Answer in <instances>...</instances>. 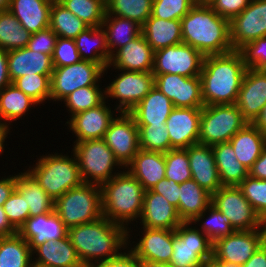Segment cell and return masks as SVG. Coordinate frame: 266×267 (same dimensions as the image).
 I'll return each mask as SVG.
<instances>
[{
	"mask_svg": "<svg viewBox=\"0 0 266 267\" xmlns=\"http://www.w3.org/2000/svg\"><path fill=\"white\" fill-rule=\"evenodd\" d=\"M67 236L84 267L108 262L128 247V230L104 216L69 228Z\"/></svg>",
	"mask_w": 266,
	"mask_h": 267,
	"instance_id": "cell-1",
	"label": "cell"
},
{
	"mask_svg": "<svg viewBox=\"0 0 266 267\" xmlns=\"http://www.w3.org/2000/svg\"><path fill=\"white\" fill-rule=\"evenodd\" d=\"M246 70L238 50L205 56L200 73L204 106L236 104Z\"/></svg>",
	"mask_w": 266,
	"mask_h": 267,
	"instance_id": "cell-2",
	"label": "cell"
},
{
	"mask_svg": "<svg viewBox=\"0 0 266 267\" xmlns=\"http://www.w3.org/2000/svg\"><path fill=\"white\" fill-rule=\"evenodd\" d=\"M182 39L204 56L228 53L230 21L217 15L211 6L194 5L181 19Z\"/></svg>",
	"mask_w": 266,
	"mask_h": 267,
	"instance_id": "cell-3",
	"label": "cell"
},
{
	"mask_svg": "<svg viewBox=\"0 0 266 267\" xmlns=\"http://www.w3.org/2000/svg\"><path fill=\"white\" fill-rule=\"evenodd\" d=\"M100 188L103 216L125 227L130 238L133 231L128 226L140 219L145 190L140 182L125 169L109 181L102 183Z\"/></svg>",
	"mask_w": 266,
	"mask_h": 267,
	"instance_id": "cell-4",
	"label": "cell"
},
{
	"mask_svg": "<svg viewBox=\"0 0 266 267\" xmlns=\"http://www.w3.org/2000/svg\"><path fill=\"white\" fill-rule=\"evenodd\" d=\"M71 153V156L67 153H45L37 158L35 165L27 169L53 201L83 183L77 157L73 151Z\"/></svg>",
	"mask_w": 266,
	"mask_h": 267,
	"instance_id": "cell-5",
	"label": "cell"
},
{
	"mask_svg": "<svg viewBox=\"0 0 266 267\" xmlns=\"http://www.w3.org/2000/svg\"><path fill=\"white\" fill-rule=\"evenodd\" d=\"M54 212L67 229L103 217L100 185L82 183L54 201Z\"/></svg>",
	"mask_w": 266,
	"mask_h": 267,
	"instance_id": "cell-6",
	"label": "cell"
},
{
	"mask_svg": "<svg viewBox=\"0 0 266 267\" xmlns=\"http://www.w3.org/2000/svg\"><path fill=\"white\" fill-rule=\"evenodd\" d=\"M73 144L72 151L77 157L83 183L101 185L123 169L103 138ZM115 168H117L116 171Z\"/></svg>",
	"mask_w": 266,
	"mask_h": 267,
	"instance_id": "cell-7",
	"label": "cell"
},
{
	"mask_svg": "<svg viewBox=\"0 0 266 267\" xmlns=\"http://www.w3.org/2000/svg\"><path fill=\"white\" fill-rule=\"evenodd\" d=\"M247 123L236 104L203 106L198 144L213 146L229 142Z\"/></svg>",
	"mask_w": 266,
	"mask_h": 267,
	"instance_id": "cell-8",
	"label": "cell"
},
{
	"mask_svg": "<svg viewBox=\"0 0 266 267\" xmlns=\"http://www.w3.org/2000/svg\"><path fill=\"white\" fill-rule=\"evenodd\" d=\"M192 222H182L173 230L171 267H201L212 259L213 243Z\"/></svg>",
	"mask_w": 266,
	"mask_h": 267,
	"instance_id": "cell-9",
	"label": "cell"
},
{
	"mask_svg": "<svg viewBox=\"0 0 266 267\" xmlns=\"http://www.w3.org/2000/svg\"><path fill=\"white\" fill-rule=\"evenodd\" d=\"M104 68L95 62L80 60L69 66L53 67L50 78V100L61 102L74 90L100 86Z\"/></svg>",
	"mask_w": 266,
	"mask_h": 267,
	"instance_id": "cell-10",
	"label": "cell"
},
{
	"mask_svg": "<svg viewBox=\"0 0 266 267\" xmlns=\"http://www.w3.org/2000/svg\"><path fill=\"white\" fill-rule=\"evenodd\" d=\"M211 204L228 217L235 231L263 228L264 221L238 186H222L212 194Z\"/></svg>",
	"mask_w": 266,
	"mask_h": 267,
	"instance_id": "cell-11",
	"label": "cell"
},
{
	"mask_svg": "<svg viewBox=\"0 0 266 267\" xmlns=\"http://www.w3.org/2000/svg\"><path fill=\"white\" fill-rule=\"evenodd\" d=\"M120 73L105 86L106 100L117 99L116 109L128 113L132 110L154 87V74L150 72H134L116 70Z\"/></svg>",
	"mask_w": 266,
	"mask_h": 267,
	"instance_id": "cell-12",
	"label": "cell"
},
{
	"mask_svg": "<svg viewBox=\"0 0 266 267\" xmlns=\"http://www.w3.org/2000/svg\"><path fill=\"white\" fill-rule=\"evenodd\" d=\"M204 55L188 44H176L154 52L153 74L200 76Z\"/></svg>",
	"mask_w": 266,
	"mask_h": 267,
	"instance_id": "cell-13",
	"label": "cell"
},
{
	"mask_svg": "<svg viewBox=\"0 0 266 267\" xmlns=\"http://www.w3.org/2000/svg\"><path fill=\"white\" fill-rule=\"evenodd\" d=\"M262 229L236 230L213 243L212 258L217 262L244 265L263 243Z\"/></svg>",
	"mask_w": 266,
	"mask_h": 267,
	"instance_id": "cell-14",
	"label": "cell"
},
{
	"mask_svg": "<svg viewBox=\"0 0 266 267\" xmlns=\"http://www.w3.org/2000/svg\"><path fill=\"white\" fill-rule=\"evenodd\" d=\"M103 139L124 169L139 151L138 127L129 113L120 112L111 122Z\"/></svg>",
	"mask_w": 266,
	"mask_h": 267,
	"instance_id": "cell-15",
	"label": "cell"
},
{
	"mask_svg": "<svg viewBox=\"0 0 266 267\" xmlns=\"http://www.w3.org/2000/svg\"><path fill=\"white\" fill-rule=\"evenodd\" d=\"M154 85L171 100L176 108H202L204 106L200 76L154 74Z\"/></svg>",
	"mask_w": 266,
	"mask_h": 267,
	"instance_id": "cell-16",
	"label": "cell"
},
{
	"mask_svg": "<svg viewBox=\"0 0 266 267\" xmlns=\"http://www.w3.org/2000/svg\"><path fill=\"white\" fill-rule=\"evenodd\" d=\"M266 36V0H251L247 8L230 21V43L240 50L247 43Z\"/></svg>",
	"mask_w": 266,
	"mask_h": 267,
	"instance_id": "cell-17",
	"label": "cell"
},
{
	"mask_svg": "<svg viewBox=\"0 0 266 267\" xmlns=\"http://www.w3.org/2000/svg\"><path fill=\"white\" fill-rule=\"evenodd\" d=\"M107 102L105 100L95 108L79 112L66 121L70 128L69 132L72 131L71 133L76 135L74 143L104 137L111 122L118 115L117 113H120L115 107L113 111Z\"/></svg>",
	"mask_w": 266,
	"mask_h": 267,
	"instance_id": "cell-18",
	"label": "cell"
},
{
	"mask_svg": "<svg viewBox=\"0 0 266 267\" xmlns=\"http://www.w3.org/2000/svg\"><path fill=\"white\" fill-rule=\"evenodd\" d=\"M140 230L143 236L138 233L137 236H140L137 239L138 242L133 241L132 243L130 241L132 238H128L127 248L140 261L169 264L173 254V230L150 229L146 227H142Z\"/></svg>",
	"mask_w": 266,
	"mask_h": 267,
	"instance_id": "cell-19",
	"label": "cell"
},
{
	"mask_svg": "<svg viewBox=\"0 0 266 267\" xmlns=\"http://www.w3.org/2000/svg\"><path fill=\"white\" fill-rule=\"evenodd\" d=\"M266 104V70L247 68L236 105L248 123H254Z\"/></svg>",
	"mask_w": 266,
	"mask_h": 267,
	"instance_id": "cell-20",
	"label": "cell"
},
{
	"mask_svg": "<svg viewBox=\"0 0 266 267\" xmlns=\"http://www.w3.org/2000/svg\"><path fill=\"white\" fill-rule=\"evenodd\" d=\"M202 108H174L165 124L173 149L198 144Z\"/></svg>",
	"mask_w": 266,
	"mask_h": 267,
	"instance_id": "cell-21",
	"label": "cell"
},
{
	"mask_svg": "<svg viewBox=\"0 0 266 267\" xmlns=\"http://www.w3.org/2000/svg\"><path fill=\"white\" fill-rule=\"evenodd\" d=\"M154 50L141 33L134 40L118 49L112 56L104 74L112 68L134 72H150L153 69Z\"/></svg>",
	"mask_w": 266,
	"mask_h": 267,
	"instance_id": "cell-22",
	"label": "cell"
},
{
	"mask_svg": "<svg viewBox=\"0 0 266 267\" xmlns=\"http://www.w3.org/2000/svg\"><path fill=\"white\" fill-rule=\"evenodd\" d=\"M139 221L141 227L166 230H176L183 222L177 208L151 189L144 192L143 209Z\"/></svg>",
	"mask_w": 266,
	"mask_h": 267,
	"instance_id": "cell-23",
	"label": "cell"
},
{
	"mask_svg": "<svg viewBox=\"0 0 266 267\" xmlns=\"http://www.w3.org/2000/svg\"><path fill=\"white\" fill-rule=\"evenodd\" d=\"M188 154L192 179L210 194L222 187L211 146L195 144L185 149Z\"/></svg>",
	"mask_w": 266,
	"mask_h": 267,
	"instance_id": "cell-24",
	"label": "cell"
},
{
	"mask_svg": "<svg viewBox=\"0 0 266 267\" xmlns=\"http://www.w3.org/2000/svg\"><path fill=\"white\" fill-rule=\"evenodd\" d=\"M17 233L23 237L33 250L48 240H62L67 237L68 229L53 211L35 217H29Z\"/></svg>",
	"mask_w": 266,
	"mask_h": 267,
	"instance_id": "cell-25",
	"label": "cell"
},
{
	"mask_svg": "<svg viewBox=\"0 0 266 267\" xmlns=\"http://www.w3.org/2000/svg\"><path fill=\"white\" fill-rule=\"evenodd\" d=\"M32 261L49 267H84L68 236L36 246L32 250Z\"/></svg>",
	"mask_w": 266,
	"mask_h": 267,
	"instance_id": "cell-26",
	"label": "cell"
},
{
	"mask_svg": "<svg viewBox=\"0 0 266 267\" xmlns=\"http://www.w3.org/2000/svg\"><path fill=\"white\" fill-rule=\"evenodd\" d=\"M125 169L140 182L145 191L152 189L165 178L164 153L139 149Z\"/></svg>",
	"mask_w": 266,
	"mask_h": 267,
	"instance_id": "cell-27",
	"label": "cell"
},
{
	"mask_svg": "<svg viewBox=\"0 0 266 267\" xmlns=\"http://www.w3.org/2000/svg\"><path fill=\"white\" fill-rule=\"evenodd\" d=\"M8 69L11 82L27 74H52V57L27 47L8 51Z\"/></svg>",
	"mask_w": 266,
	"mask_h": 267,
	"instance_id": "cell-28",
	"label": "cell"
},
{
	"mask_svg": "<svg viewBox=\"0 0 266 267\" xmlns=\"http://www.w3.org/2000/svg\"><path fill=\"white\" fill-rule=\"evenodd\" d=\"M51 7L50 0H11L8 10L32 34L49 27Z\"/></svg>",
	"mask_w": 266,
	"mask_h": 267,
	"instance_id": "cell-29",
	"label": "cell"
},
{
	"mask_svg": "<svg viewBox=\"0 0 266 267\" xmlns=\"http://www.w3.org/2000/svg\"><path fill=\"white\" fill-rule=\"evenodd\" d=\"M174 108L171 100L154 85L128 113L134 118L136 124H165Z\"/></svg>",
	"mask_w": 266,
	"mask_h": 267,
	"instance_id": "cell-30",
	"label": "cell"
},
{
	"mask_svg": "<svg viewBox=\"0 0 266 267\" xmlns=\"http://www.w3.org/2000/svg\"><path fill=\"white\" fill-rule=\"evenodd\" d=\"M229 142L237 160L249 170L266 145V135L254 123H247Z\"/></svg>",
	"mask_w": 266,
	"mask_h": 267,
	"instance_id": "cell-31",
	"label": "cell"
},
{
	"mask_svg": "<svg viewBox=\"0 0 266 267\" xmlns=\"http://www.w3.org/2000/svg\"><path fill=\"white\" fill-rule=\"evenodd\" d=\"M142 34L154 52L183 43L181 20H164L151 15L142 25Z\"/></svg>",
	"mask_w": 266,
	"mask_h": 267,
	"instance_id": "cell-32",
	"label": "cell"
},
{
	"mask_svg": "<svg viewBox=\"0 0 266 267\" xmlns=\"http://www.w3.org/2000/svg\"><path fill=\"white\" fill-rule=\"evenodd\" d=\"M74 41L81 60L95 62L104 69L109 65L110 53L102 26L86 28Z\"/></svg>",
	"mask_w": 266,
	"mask_h": 267,
	"instance_id": "cell-33",
	"label": "cell"
},
{
	"mask_svg": "<svg viewBox=\"0 0 266 267\" xmlns=\"http://www.w3.org/2000/svg\"><path fill=\"white\" fill-rule=\"evenodd\" d=\"M23 171L16 174L15 189L29 207L30 217L53 212L54 201L52 198L41 188L39 182L28 170Z\"/></svg>",
	"mask_w": 266,
	"mask_h": 267,
	"instance_id": "cell-34",
	"label": "cell"
},
{
	"mask_svg": "<svg viewBox=\"0 0 266 267\" xmlns=\"http://www.w3.org/2000/svg\"><path fill=\"white\" fill-rule=\"evenodd\" d=\"M177 212L183 222H191L212 202V194L200 187L193 179L180 184Z\"/></svg>",
	"mask_w": 266,
	"mask_h": 267,
	"instance_id": "cell-35",
	"label": "cell"
},
{
	"mask_svg": "<svg viewBox=\"0 0 266 267\" xmlns=\"http://www.w3.org/2000/svg\"><path fill=\"white\" fill-rule=\"evenodd\" d=\"M38 103L28 95L24 94L14 84H9L0 91V125L9 127L12 121H16L23 115L35 108Z\"/></svg>",
	"mask_w": 266,
	"mask_h": 267,
	"instance_id": "cell-36",
	"label": "cell"
},
{
	"mask_svg": "<svg viewBox=\"0 0 266 267\" xmlns=\"http://www.w3.org/2000/svg\"><path fill=\"white\" fill-rule=\"evenodd\" d=\"M212 147L222 186H238L248 171L238 160L230 142L215 144Z\"/></svg>",
	"mask_w": 266,
	"mask_h": 267,
	"instance_id": "cell-37",
	"label": "cell"
},
{
	"mask_svg": "<svg viewBox=\"0 0 266 267\" xmlns=\"http://www.w3.org/2000/svg\"><path fill=\"white\" fill-rule=\"evenodd\" d=\"M111 56L142 33V26L128 18L106 14L102 23Z\"/></svg>",
	"mask_w": 266,
	"mask_h": 267,
	"instance_id": "cell-38",
	"label": "cell"
},
{
	"mask_svg": "<svg viewBox=\"0 0 266 267\" xmlns=\"http://www.w3.org/2000/svg\"><path fill=\"white\" fill-rule=\"evenodd\" d=\"M32 250L18 233L4 236L0 243V267H30Z\"/></svg>",
	"mask_w": 266,
	"mask_h": 267,
	"instance_id": "cell-39",
	"label": "cell"
},
{
	"mask_svg": "<svg viewBox=\"0 0 266 267\" xmlns=\"http://www.w3.org/2000/svg\"><path fill=\"white\" fill-rule=\"evenodd\" d=\"M31 33L9 11L0 12V48L12 51L27 47Z\"/></svg>",
	"mask_w": 266,
	"mask_h": 267,
	"instance_id": "cell-40",
	"label": "cell"
},
{
	"mask_svg": "<svg viewBox=\"0 0 266 267\" xmlns=\"http://www.w3.org/2000/svg\"><path fill=\"white\" fill-rule=\"evenodd\" d=\"M49 27L57 37L75 39L89 26L66 9L61 3H52Z\"/></svg>",
	"mask_w": 266,
	"mask_h": 267,
	"instance_id": "cell-41",
	"label": "cell"
},
{
	"mask_svg": "<svg viewBox=\"0 0 266 267\" xmlns=\"http://www.w3.org/2000/svg\"><path fill=\"white\" fill-rule=\"evenodd\" d=\"M205 216H207V219ZM191 222L193 224H199L197 227H199L201 223V226L198 229L201 230L212 243L222 237L232 234L235 231L231 227L228 217L222 214L221 211L212 204Z\"/></svg>",
	"mask_w": 266,
	"mask_h": 267,
	"instance_id": "cell-42",
	"label": "cell"
},
{
	"mask_svg": "<svg viewBox=\"0 0 266 267\" xmlns=\"http://www.w3.org/2000/svg\"><path fill=\"white\" fill-rule=\"evenodd\" d=\"M153 0H106V14L128 18L143 25L151 16Z\"/></svg>",
	"mask_w": 266,
	"mask_h": 267,
	"instance_id": "cell-43",
	"label": "cell"
},
{
	"mask_svg": "<svg viewBox=\"0 0 266 267\" xmlns=\"http://www.w3.org/2000/svg\"><path fill=\"white\" fill-rule=\"evenodd\" d=\"M101 86H86L74 90L61 102H64L70 116L95 108L106 100L105 88Z\"/></svg>",
	"mask_w": 266,
	"mask_h": 267,
	"instance_id": "cell-44",
	"label": "cell"
},
{
	"mask_svg": "<svg viewBox=\"0 0 266 267\" xmlns=\"http://www.w3.org/2000/svg\"><path fill=\"white\" fill-rule=\"evenodd\" d=\"M60 3L89 27L102 26L106 0H63Z\"/></svg>",
	"mask_w": 266,
	"mask_h": 267,
	"instance_id": "cell-45",
	"label": "cell"
},
{
	"mask_svg": "<svg viewBox=\"0 0 266 267\" xmlns=\"http://www.w3.org/2000/svg\"><path fill=\"white\" fill-rule=\"evenodd\" d=\"M139 134V149L166 153L173 148L170 145L166 124H136Z\"/></svg>",
	"mask_w": 266,
	"mask_h": 267,
	"instance_id": "cell-46",
	"label": "cell"
},
{
	"mask_svg": "<svg viewBox=\"0 0 266 267\" xmlns=\"http://www.w3.org/2000/svg\"><path fill=\"white\" fill-rule=\"evenodd\" d=\"M51 75L52 74H27L15 79L12 84L41 105L45 103L46 100L50 101Z\"/></svg>",
	"mask_w": 266,
	"mask_h": 267,
	"instance_id": "cell-47",
	"label": "cell"
},
{
	"mask_svg": "<svg viewBox=\"0 0 266 267\" xmlns=\"http://www.w3.org/2000/svg\"><path fill=\"white\" fill-rule=\"evenodd\" d=\"M165 178L181 184L192 179L188 154L185 149H172L164 153Z\"/></svg>",
	"mask_w": 266,
	"mask_h": 267,
	"instance_id": "cell-48",
	"label": "cell"
},
{
	"mask_svg": "<svg viewBox=\"0 0 266 267\" xmlns=\"http://www.w3.org/2000/svg\"><path fill=\"white\" fill-rule=\"evenodd\" d=\"M244 197L263 221L266 220V180L249 175L238 185Z\"/></svg>",
	"mask_w": 266,
	"mask_h": 267,
	"instance_id": "cell-49",
	"label": "cell"
},
{
	"mask_svg": "<svg viewBox=\"0 0 266 267\" xmlns=\"http://www.w3.org/2000/svg\"><path fill=\"white\" fill-rule=\"evenodd\" d=\"M194 5L193 0H153L151 15L164 20H181Z\"/></svg>",
	"mask_w": 266,
	"mask_h": 267,
	"instance_id": "cell-50",
	"label": "cell"
},
{
	"mask_svg": "<svg viewBox=\"0 0 266 267\" xmlns=\"http://www.w3.org/2000/svg\"><path fill=\"white\" fill-rule=\"evenodd\" d=\"M8 221L18 231L19 228L30 217L29 207L24 198L15 189L7 201L3 204Z\"/></svg>",
	"mask_w": 266,
	"mask_h": 267,
	"instance_id": "cell-51",
	"label": "cell"
},
{
	"mask_svg": "<svg viewBox=\"0 0 266 267\" xmlns=\"http://www.w3.org/2000/svg\"><path fill=\"white\" fill-rule=\"evenodd\" d=\"M239 51L247 68L266 70V36L247 43Z\"/></svg>",
	"mask_w": 266,
	"mask_h": 267,
	"instance_id": "cell-52",
	"label": "cell"
},
{
	"mask_svg": "<svg viewBox=\"0 0 266 267\" xmlns=\"http://www.w3.org/2000/svg\"><path fill=\"white\" fill-rule=\"evenodd\" d=\"M80 60L74 39L58 37L52 55L53 67L69 66Z\"/></svg>",
	"mask_w": 266,
	"mask_h": 267,
	"instance_id": "cell-53",
	"label": "cell"
},
{
	"mask_svg": "<svg viewBox=\"0 0 266 267\" xmlns=\"http://www.w3.org/2000/svg\"><path fill=\"white\" fill-rule=\"evenodd\" d=\"M57 38L54 31L48 27L32 33L27 48L31 51L47 54L52 57Z\"/></svg>",
	"mask_w": 266,
	"mask_h": 267,
	"instance_id": "cell-54",
	"label": "cell"
},
{
	"mask_svg": "<svg viewBox=\"0 0 266 267\" xmlns=\"http://www.w3.org/2000/svg\"><path fill=\"white\" fill-rule=\"evenodd\" d=\"M251 0H215L211 8L220 17L231 21L249 5Z\"/></svg>",
	"mask_w": 266,
	"mask_h": 267,
	"instance_id": "cell-55",
	"label": "cell"
},
{
	"mask_svg": "<svg viewBox=\"0 0 266 267\" xmlns=\"http://www.w3.org/2000/svg\"><path fill=\"white\" fill-rule=\"evenodd\" d=\"M180 184L163 178L151 190L162 195L171 205L178 209Z\"/></svg>",
	"mask_w": 266,
	"mask_h": 267,
	"instance_id": "cell-56",
	"label": "cell"
},
{
	"mask_svg": "<svg viewBox=\"0 0 266 267\" xmlns=\"http://www.w3.org/2000/svg\"><path fill=\"white\" fill-rule=\"evenodd\" d=\"M89 267H140V260L127 248L119 256L112 258L108 262L93 264Z\"/></svg>",
	"mask_w": 266,
	"mask_h": 267,
	"instance_id": "cell-57",
	"label": "cell"
},
{
	"mask_svg": "<svg viewBox=\"0 0 266 267\" xmlns=\"http://www.w3.org/2000/svg\"><path fill=\"white\" fill-rule=\"evenodd\" d=\"M16 187V174L9 175L6 178L1 177L0 179V207H3V204L7 201L10 197L12 192L15 190Z\"/></svg>",
	"mask_w": 266,
	"mask_h": 267,
	"instance_id": "cell-58",
	"label": "cell"
},
{
	"mask_svg": "<svg viewBox=\"0 0 266 267\" xmlns=\"http://www.w3.org/2000/svg\"><path fill=\"white\" fill-rule=\"evenodd\" d=\"M248 175L253 178L266 180V145L263 147L257 161L249 169Z\"/></svg>",
	"mask_w": 266,
	"mask_h": 267,
	"instance_id": "cell-59",
	"label": "cell"
},
{
	"mask_svg": "<svg viewBox=\"0 0 266 267\" xmlns=\"http://www.w3.org/2000/svg\"><path fill=\"white\" fill-rule=\"evenodd\" d=\"M11 83L8 69V51L0 48V91Z\"/></svg>",
	"mask_w": 266,
	"mask_h": 267,
	"instance_id": "cell-60",
	"label": "cell"
},
{
	"mask_svg": "<svg viewBox=\"0 0 266 267\" xmlns=\"http://www.w3.org/2000/svg\"><path fill=\"white\" fill-rule=\"evenodd\" d=\"M242 267H266V245L262 243Z\"/></svg>",
	"mask_w": 266,
	"mask_h": 267,
	"instance_id": "cell-61",
	"label": "cell"
},
{
	"mask_svg": "<svg viewBox=\"0 0 266 267\" xmlns=\"http://www.w3.org/2000/svg\"><path fill=\"white\" fill-rule=\"evenodd\" d=\"M17 233V230L8 221L3 207H0V234L2 236H11Z\"/></svg>",
	"mask_w": 266,
	"mask_h": 267,
	"instance_id": "cell-62",
	"label": "cell"
},
{
	"mask_svg": "<svg viewBox=\"0 0 266 267\" xmlns=\"http://www.w3.org/2000/svg\"><path fill=\"white\" fill-rule=\"evenodd\" d=\"M254 124L266 135V104Z\"/></svg>",
	"mask_w": 266,
	"mask_h": 267,
	"instance_id": "cell-63",
	"label": "cell"
},
{
	"mask_svg": "<svg viewBox=\"0 0 266 267\" xmlns=\"http://www.w3.org/2000/svg\"><path fill=\"white\" fill-rule=\"evenodd\" d=\"M201 267H242L234 263L217 262L213 258L204 262Z\"/></svg>",
	"mask_w": 266,
	"mask_h": 267,
	"instance_id": "cell-64",
	"label": "cell"
},
{
	"mask_svg": "<svg viewBox=\"0 0 266 267\" xmlns=\"http://www.w3.org/2000/svg\"><path fill=\"white\" fill-rule=\"evenodd\" d=\"M10 129L11 128L0 125V154H3V151L6 148V147H4L5 146L4 142H5L6 138H8L7 136L11 132Z\"/></svg>",
	"mask_w": 266,
	"mask_h": 267,
	"instance_id": "cell-65",
	"label": "cell"
},
{
	"mask_svg": "<svg viewBox=\"0 0 266 267\" xmlns=\"http://www.w3.org/2000/svg\"><path fill=\"white\" fill-rule=\"evenodd\" d=\"M140 267H171V265L154 261H140Z\"/></svg>",
	"mask_w": 266,
	"mask_h": 267,
	"instance_id": "cell-66",
	"label": "cell"
},
{
	"mask_svg": "<svg viewBox=\"0 0 266 267\" xmlns=\"http://www.w3.org/2000/svg\"><path fill=\"white\" fill-rule=\"evenodd\" d=\"M11 0H0V12L7 11Z\"/></svg>",
	"mask_w": 266,
	"mask_h": 267,
	"instance_id": "cell-67",
	"label": "cell"
},
{
	"mask_svg": "<svg viewBox=\"0 0 266 267\" xmlns=\"http://www.w3.org/2000/svg\"><path fill=\"white\" fill-rule=\"evenodd\" d=\"M195 5L211 6L215 0H193Z\"/></svg>",
	"mask_w": 266,
	"mask_h": 267,
	"instance_id": "cell-68",
	"label": "cell"
},
{
	"mask_svg": "<svg viewBox=\"0 0 266 267\" xmlns=\"http://www.w3.org/2000/svg\"><path fill=\"white\" fill-rule=\"evenodd\" d=\"M263 232H264V240H263V243L266 245V220L263 223Z\"/></svg>",
	"mask_w": 266,
	"mask_h": 267,
	"instance_id": "cell-69",
	"label": "cell"
},
{
	"mask_svg": "<svg viewBox=\"0 0 266 267\" xmlns=\"http://www.w3.org/2000/svg\"><path fill=\"white\" fill-rule=\"evenodd\" d=\"M30 267H49V266H45V265H41V264L32 262Z\"/></svg>",
	"mask_w": 266,
	"mask_h": 267,
	"instance_id": "cell-70",
	"label": "cell"
},
{
	"mask_svg": "<svg viewBox=\"0 0 266 267\" xmlns=\"http://www.w3.org/2000/svg\"><path fill=\"white\" fill-rule=\"evenodd\" d=\"M52 3H60L62 2L63 0H50Z\"/></svg>",
	"mask_w": 266,
	"mask_h": 267,
	"instance_id": "cell-71",
	"label": "cell"
},
{
	"mask_svg": "<svg viewBox=\"0 0 266 267\" xmlns=\"http://www.w3.org/2000/svg\"><path fill=\"white\" fill-rule=\"evenodd\" d=\"M3 237H4V236H2V235L0 234V243H1L2 239H3Z\"/></svg>",
	"mask_w": 266,
	"mask_h": 267,
	"instance_id": "cell-72",
	"label": "cell"
}]
</instances>
